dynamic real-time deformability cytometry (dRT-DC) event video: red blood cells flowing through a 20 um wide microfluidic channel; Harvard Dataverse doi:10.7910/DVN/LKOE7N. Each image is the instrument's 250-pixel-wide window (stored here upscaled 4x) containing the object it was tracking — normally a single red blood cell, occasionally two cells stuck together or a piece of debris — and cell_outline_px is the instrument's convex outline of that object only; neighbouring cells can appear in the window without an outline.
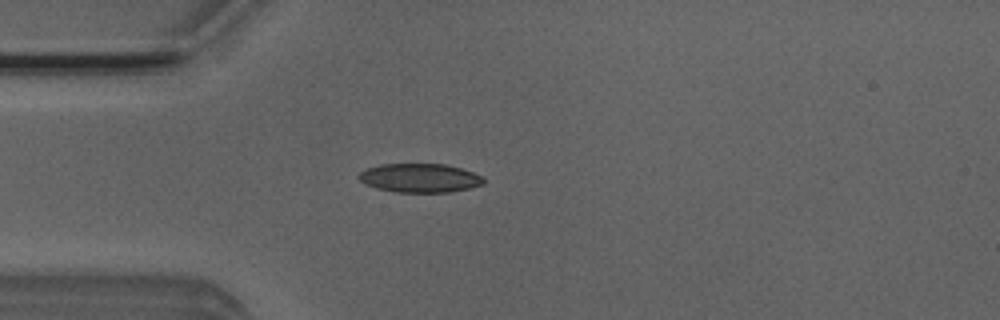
{"species": "Egyptian fruit bat (a non-hibernating species)", "species_latin": "Rousettus aegyptiacus", "temperature_condition": "room temperature", "stored_images_in_passage": 4, "camera_frame_rate_fps": 3000, "um_per_image_px": 0.085, "animal": {"sex": "male"}, "frame": {"image": 1, "passage_image": 4, "time_ms": 1.0, "image_size_px": [1000, 320], "cell_outline_px": [[484, 184], [452, 192], [396, 192], [376, 188], [364, 184], [356, 176], [360, 172], [368, 168], [380, 164], [444, 164], [460, 168], [472, 172], [480, 176], [484, 180]], "centroid_in_image_um": [35.64, 15.13], "position_along_channel_um": 49.4, "area_um2": 20.92}}